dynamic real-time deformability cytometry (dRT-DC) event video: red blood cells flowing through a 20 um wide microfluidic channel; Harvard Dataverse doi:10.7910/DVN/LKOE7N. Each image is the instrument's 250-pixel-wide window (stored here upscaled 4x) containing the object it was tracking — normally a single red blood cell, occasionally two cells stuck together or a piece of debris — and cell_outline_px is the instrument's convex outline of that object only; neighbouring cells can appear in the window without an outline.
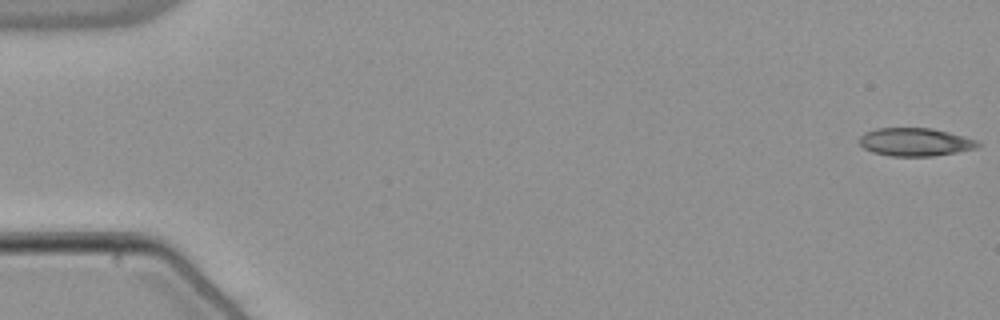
{"species": "common noctule bat (a hibernating species)", "species_latin": "Nyctalus noctula", "temperature_condition": "warm", "stored_images_in_passage": 54, "camera_frame_rate_fps": 3000, "um_per_image_px": 0.085, "animal": {"sex": "male", "body_mass_g": 21.5, "forearm_length_mm": 52.0}, "frame": {"image": 1, "passage_image": 1, "time_ms": 0.0, "image_size_px": [1000, 320], "cell_outline_px": [[980, 144], [976, 148], [956, 152], [932, 156], [892, 156], [872, 152], [864, 148], [860, 144], [860, 136], [864, 132], [876, 128], [932, 128], [964, 136], [976, 140]], "centroid_in_image_um": [77.76, 12.06], "position_along_channel_um": 7.2, "area_um2": 19.31}}
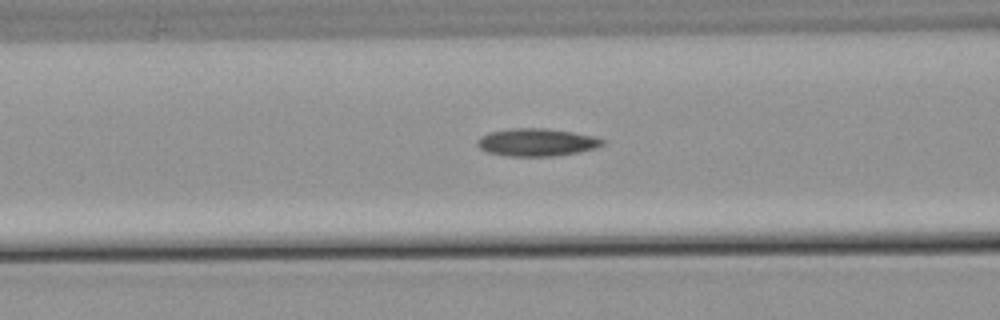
{"frame": {"image": 2, "passage_image": 22, "time_ms": 7.0, "image_size_px": [1000, 320], "cell_outline_px": [[604, 144], [596, 148], [580, 152], [556, 156], [508, 156], [488, 152], [480, 148], [476, 144], [476, 140], [480, 136], [488, 132], [512, 128], [544, 128], [572, 132], [596, 136], [604, 140]], "centroid_in_image_um": [45.62, 12.09], "position_along_channel_um": 121.0, "area_um2": 20.35}}
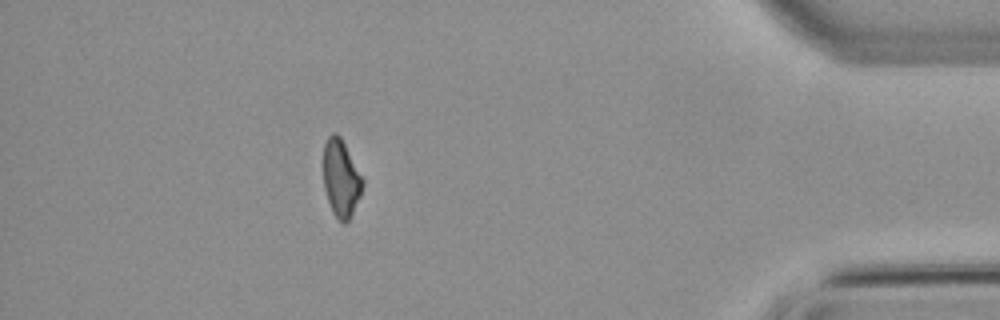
{"frame": {"image": 3, "passage_image": 48, "time_ms": 15.667, "image_size_px": [1000, 320], "cell_outline_px": [[364, 184], [360, 196], [348, 220], [344, 224], [332, 212], [324, 188], [324, 144], [328, 136], [332, 132], [336, 132], [340, 136], [364, 180]], "centroid_in_image_um": [28.98, 15.13], "position_along_channel_um": 406.2, "area_um2": 17.4}, "authors_computed_cell_mechanics": {"area_um2": 19.3919, "velocity_mm_per_s": 3.851, "shape_relaxation_time_tau1_ms": 7.9417, "shape_relaxation_time_tau2_ms": null, "deformation_change_tau1": 0.1785, "deformation_change_tau2": null}}